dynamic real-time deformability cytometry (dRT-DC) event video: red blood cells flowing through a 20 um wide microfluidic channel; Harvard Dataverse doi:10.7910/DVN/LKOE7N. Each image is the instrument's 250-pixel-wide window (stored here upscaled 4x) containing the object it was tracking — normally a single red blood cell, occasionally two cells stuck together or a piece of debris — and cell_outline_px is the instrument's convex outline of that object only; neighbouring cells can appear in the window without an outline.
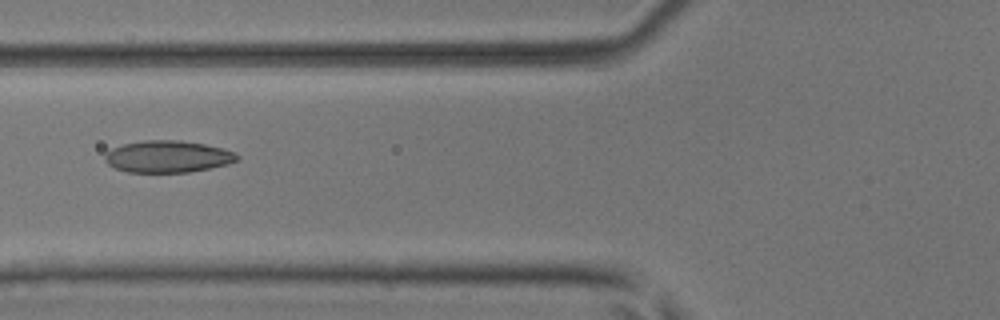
{"species": "common noctule bat (a hibernating species)", "species_latin": "Nyctalus noctula", "temperature_condition": "room temperature", "stored_images_in_passage": 5, "camera_frame_rate_fps": 3000, "um_per_image_px": 0.085, "animal": {"sex": "male", "body_mass_g": 17.9, "forearm_length_mm": 54.2}, "frame": {"image": 1, "passage_image": 5, "time_ms": 1.333, "image_size_px": [1000, 320], "cell_outline_px": [[240, 156], [236, 160], [228, 164], [188, 172], [128, 172], [112, 168], [104, 160], [104, 156], [112, 148], [124, 144], [144, 140], [180, 140], [204, 144], [224, 148], [236, 152]], "centroid_in_image_um": [14.25, 13.3], "position_along_channel_um": 111.5, "area_um2": 24.62}}